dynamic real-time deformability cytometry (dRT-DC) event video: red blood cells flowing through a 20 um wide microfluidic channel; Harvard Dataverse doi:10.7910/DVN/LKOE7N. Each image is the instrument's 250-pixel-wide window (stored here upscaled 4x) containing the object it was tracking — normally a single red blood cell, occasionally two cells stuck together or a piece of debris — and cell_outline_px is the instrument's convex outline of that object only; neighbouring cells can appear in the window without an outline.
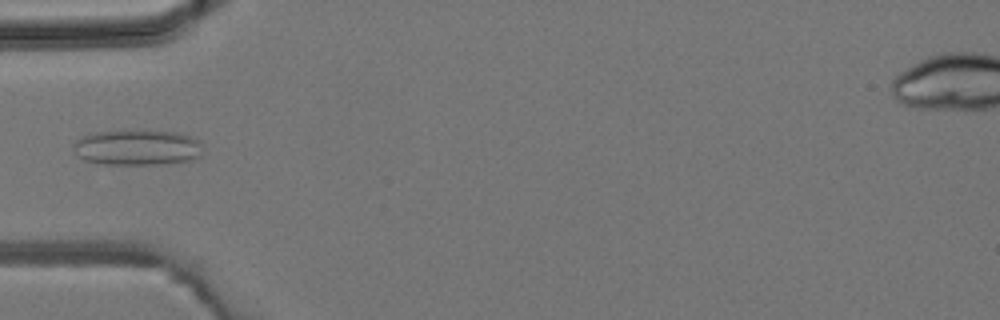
{"species": "common noctule bat (a hibernating species)", "species_latin": "Nyctalus noctula", "temperature_condition": "room temperature", "stored_images_in_passage": 5, "camera_frame_rate_fps": 3000, "um_per_image_px": 0.085, "animal": {"sex": "male", "body_mass_g": 19.2, "forearm_length_mm": 51.8}, "frame": {"image": 1, "passage_image": 4, "time_ms": 3.667, "image_size_px": [1000, 320], "cell_outline_px": [[200, 156], [192, 160], [164, 164], [104, 164], [84, 160], [76, 156], [72, 148], [72, 144], [80, 136], [88, 132], [148, 128], [176, 132], [192, 136], [200, 140]], "centroid_in_image_um": [11.61, 12.49], "position_along_channel_um": 73.4, "area_um2": 27.98}}